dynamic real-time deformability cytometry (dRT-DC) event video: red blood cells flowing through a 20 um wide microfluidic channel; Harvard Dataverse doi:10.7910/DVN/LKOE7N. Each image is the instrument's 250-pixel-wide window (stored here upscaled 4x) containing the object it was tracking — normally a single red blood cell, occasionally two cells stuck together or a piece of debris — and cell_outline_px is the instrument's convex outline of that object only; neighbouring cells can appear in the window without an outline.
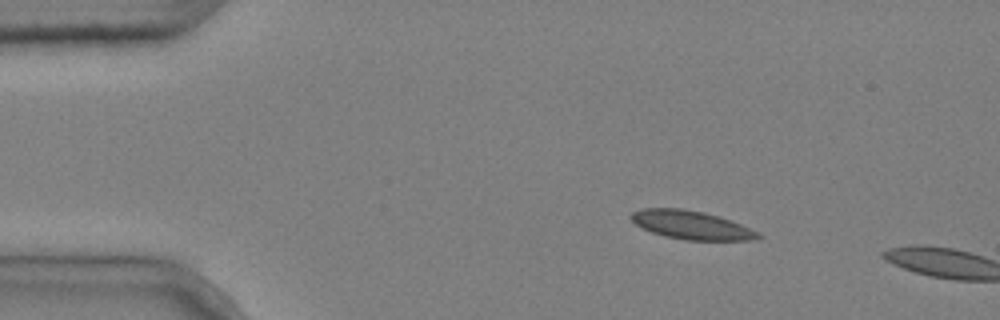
{"species": "common noctule bat (a hibernating species)", "species_latin": "Nyctalus noctula", "temperature_condition": "cold", "stored_images_in_passage": 3, "camera_frame_rate_fps": 3000, "um_per_image_px": 0.085, "animal": {"sex": "male", "body_mass_g": 20.4}, "frame": {"image": 1, "passage_image": 2, "time_ms": 0.333, "image_size_px": [1000, 320], "cell_outline_px": [[764, 236], [752, 240], [684, 240], [664, 236], [652, 232], [636, 224], [628, 216], [632, 212], [640, 208], [684, 208], [704, 212], [720, 216], [760, 232]], "centroid_in_image_um": [58.77, 19.12], "position_along_channel_um": 26.2, "area_um2": 21.27}}